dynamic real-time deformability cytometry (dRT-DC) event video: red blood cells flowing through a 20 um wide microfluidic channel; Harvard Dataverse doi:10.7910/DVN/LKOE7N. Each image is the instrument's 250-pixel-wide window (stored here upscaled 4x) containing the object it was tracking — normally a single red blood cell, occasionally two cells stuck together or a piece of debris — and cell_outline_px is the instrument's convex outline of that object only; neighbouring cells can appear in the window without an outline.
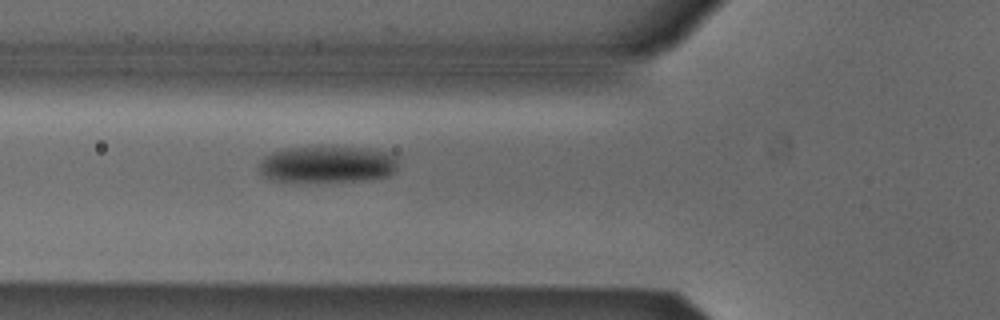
{"species": "Egyptian fruit bat (a non-hibernating species)", "species_latin": "Rousettus aegyptiacus", "temperature_condition": "cold", "stored_images_in_passage": 30, "camera_frame_rate_fps": 3000, "um_per_image_px": 0.085, "animal": {"sex": "male"}, "frame": {"image": 1, "passage_image": 5, "time_ms": 1.333, "image_size_px": [1000, 320], "cell_outline_px": [[400, 156], [396, 168], [388, 176], [368, 180], [296, 184], [272, 180], [264, 176], [260, 172], [260, 160], [264, 156], [272, 152], [284, 148], [368, 148], [392, 152]], "centroid_in_image_um": [27.84, 14.01], "position_along_channel_um": 98.0, "area_um2": 30.69}}
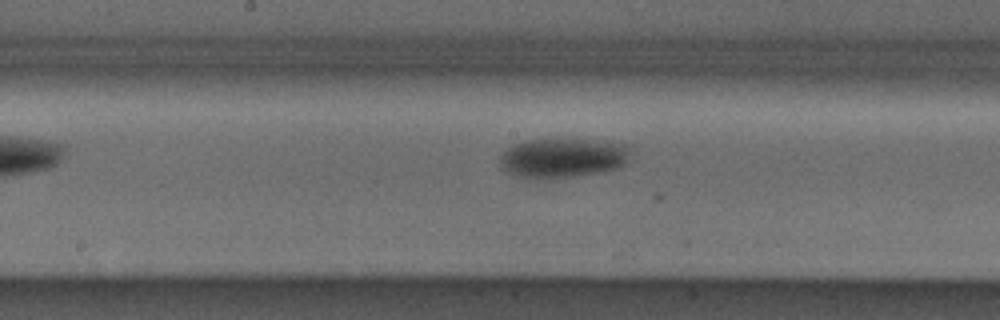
{"frame": {"image": 2, "passage_image": 13, "time_ms": 4.0, "image_size_px": [1000, 320], "cell_outline_px": [[632, 148], [628, 164], [604, 172], [572, 176], [532, 180], [528, 180], [516, 176], [508, 172], [500, 164], [500, 156], [512, 144], [528, 140], [592, 140], [628, 144]], "centroid_in_image_um": [47.88, 13.44], "position_along_channel_um": 200.3, "area_um2": 30.4}}
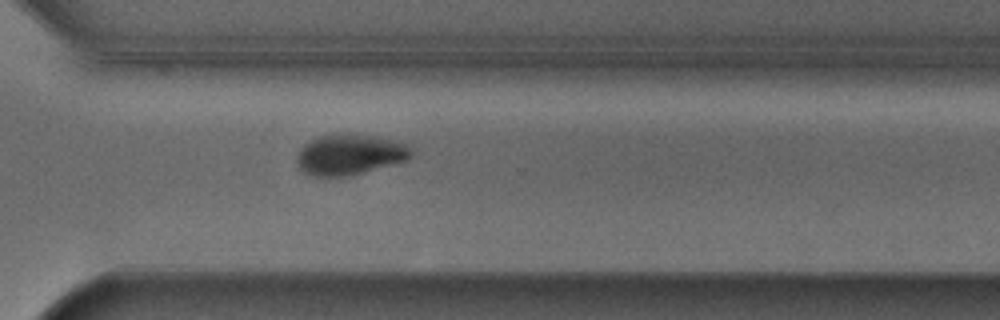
{"frame": {"image": 3, "passage_image": 24, "time_ms": 7.667, "image_size_px": [1000, 320], "cell_outline_px": [[412, 156], [408, 160], [364, 172], [348, 176], [312, 176], [304, 172], [296, 164], [296, 156], [300, 148], [304, 144], [320, 136], [372, 136], [392, 140], [408, 144], [412, 148]], "centroid_in_image_um": [29.73, 13.18], "position_along_channel_um": 340.9, "area_um2": 26.53}}